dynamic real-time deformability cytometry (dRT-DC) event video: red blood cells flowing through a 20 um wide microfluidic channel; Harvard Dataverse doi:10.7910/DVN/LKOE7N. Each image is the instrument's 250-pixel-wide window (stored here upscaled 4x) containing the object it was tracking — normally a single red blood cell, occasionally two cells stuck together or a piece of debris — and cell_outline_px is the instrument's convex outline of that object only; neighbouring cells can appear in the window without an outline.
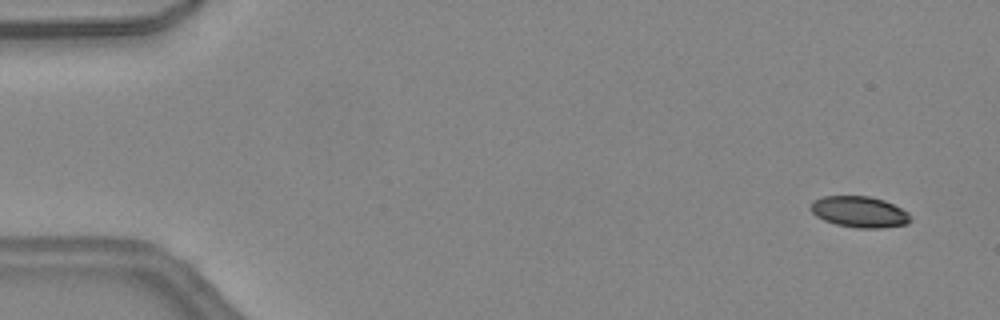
{"species": "common noctule bat (a hibernating species)", "species_latin": "Nyctalus noctula", "temperature_condition": "warm", "stored_images_in_passage": 12, "camera_frame_rate_fps": 3000, "um_per_image_px": 0.085, "animal": {"sex": "female", "body_mass_g": 24.6, "forearm_length_mm": 56.2}, "frame": {"image": 1, "passage_image": 2, "time_ms": 0.333, "image_size_px": [1000, 320], "cell_outline_px": [[912, 220], [908, 224], [880, 228], [856, 228], [836, 224], [824, 220], [816, 216], [808, 208], [808, 204], [812, 200], [824, 196], [868, 196], [884, 200], [908, 212], [912, 216]], "centroid_in_image_um": [73.03, 18.01], "position_along_channel_um": 12.0, "area_um2": 18.32}}